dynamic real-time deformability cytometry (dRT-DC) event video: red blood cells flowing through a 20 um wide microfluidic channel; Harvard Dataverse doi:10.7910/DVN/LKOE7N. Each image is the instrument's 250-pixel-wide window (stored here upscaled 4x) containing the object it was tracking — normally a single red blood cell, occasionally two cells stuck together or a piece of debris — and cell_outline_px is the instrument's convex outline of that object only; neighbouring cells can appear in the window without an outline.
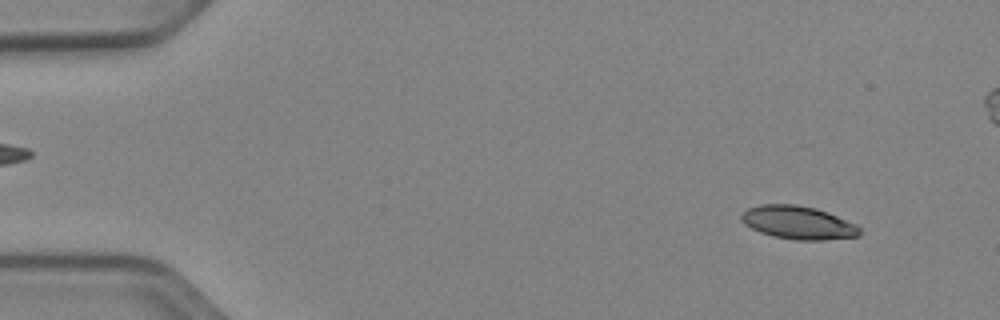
{"species": "Egyptian fruit bat (a non-hibernating species)", "species_latin": "Rousettus aegyptiacus", "temperature_condition": "cold", "stored_images_in_passage": 53, "camera_frame_rate_fps": 3000, "um_per_image_px": 0.085, "animal": {"sex": "female"}, "frame": {"image": 1, "passage_image": 5, "time_ms": 1.333, "image_size_px": [1000, 320], "cell_outline_px": [[860, 236], [824, 240], [796, 240], [772, 236], [760, 232], [744, 224], [740, 220], [740, 216], [748, 208], [760, 204], [796, 204], [816, 208], [828, 212], [856, 224], [860, 228]], "centroid_in_image_um": [67.84, 18.92], "position_along_channel_um": 17.2, "area_um2": 23.0}}
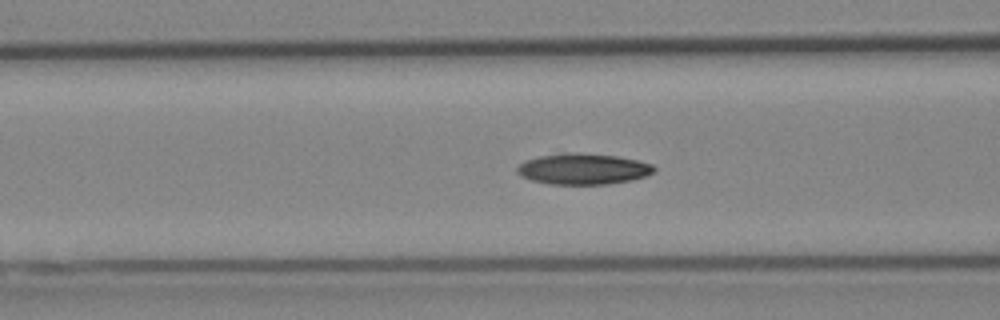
{"frame": {"image": 2, "passage_image": 21, "time_ms": 6.667, "image_size_px": [1000, 320], "cell_outline_px": [[656, 172], [632, 180], [608, 184], [552, 184], [532, 180], [520, 176], [516, 172], [516, 168], [524, 160], [540, 156], [616, 156], [636, 160], [652, 164], [656, 168]], "centroid_in_image_um": [49.59, 14.42], "position_along_channel_um": 117.0, "area_um2": 23.52}}
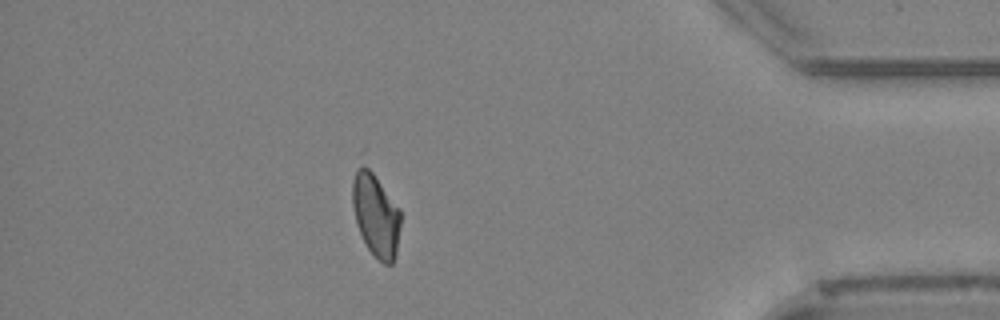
{"frame": {"image": 3, "passage_image": 46, "time_ms": 15.0, "image_size_px": [1000, 320], "cell_outline_px": [[400, 224], [396, 252], [392, 264], [384, 264], [368, 248], [360, 232], [356, 220], [352, 204], [352, 180], [356, 168], [368, 168], [372, 172], [400, 208]], "centroid_in_image_um": [31.94, 18.28], "position_along_channel_um": 403.3, "area_um2": 22.77}, "authors_computed_cell_mechanics": {"area_um2": 23.409, "velocity_mm_per_s": 3.9144, "shape_relaxation_time_tau1_ms": 5.0671, "shape_relaxation_time_tau2_ms": 10.9836, "deformation_change_tau1": 0.14, "deformation_change_tau2": 0.1767}}